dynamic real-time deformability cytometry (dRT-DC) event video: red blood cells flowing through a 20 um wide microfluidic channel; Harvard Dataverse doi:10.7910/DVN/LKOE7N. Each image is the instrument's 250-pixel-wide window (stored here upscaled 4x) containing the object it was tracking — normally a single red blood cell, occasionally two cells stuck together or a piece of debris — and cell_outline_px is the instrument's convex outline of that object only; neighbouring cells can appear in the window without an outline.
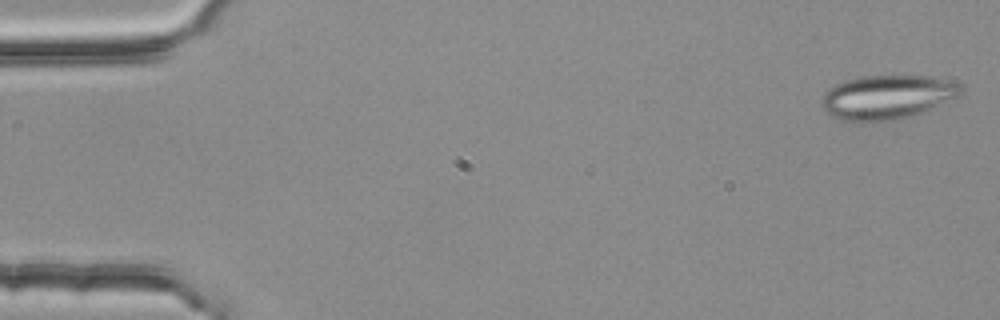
{"species": "common noctule bat (a hibernating species)", "species_latin": "Nyctalus noctula", "temperature_condition": "room temperature", "stored_images_in_passage": 54, "camera_frame_rate_fps": 3000, "um_per_image_px": 0.085, "animal": {"sex": "female", "body_mass_g": 25.1}, "frame": {"image": 1, "passage_image": 2, "time_ms": 0.333, "image_size_px": [1000, 320], "cell_outline_px": [[960, 92], [956, 96], [920, 112], [908, 116], [892, 120], [860, 124], [856, 124], [840, 120], [824, 112], [820, 104], [824, 92], [828, 88], [844, 80], [860, 76], [932, 76], [956, 80], [960, 84]], "centroid_in_image_um": [75.29, 8.26], "position_along_channel_um": 9.7, "area_um2": 36.13}}
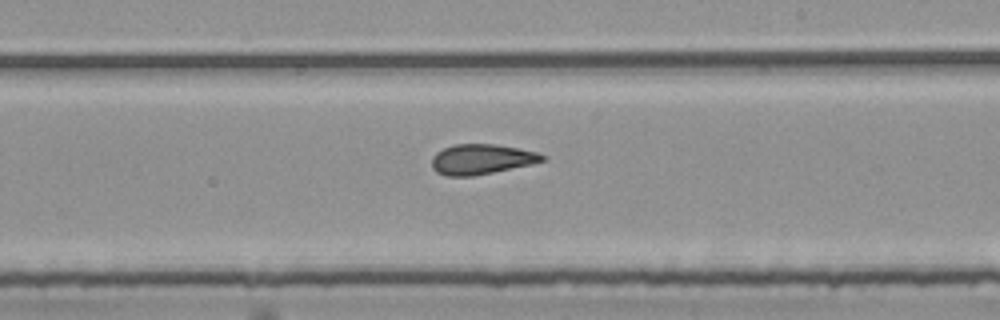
{"frame": {"image": 2, "passage_image": 32, "time_ms": 10.333, "image_size_px": [1000, 320], "cell_outline_px": [[548, 156], [544, 160], [532, 164], [472, 176], [444, 176], [436, 172], [432, 168], [432, 156], [436, 152], [452, 144], [496, 144], [520, 148], [536, 152]], "centroid_in_image_um": [40.91, 13.53], "position_along_channel_um": 248.1, "area_um2": 19.54}}
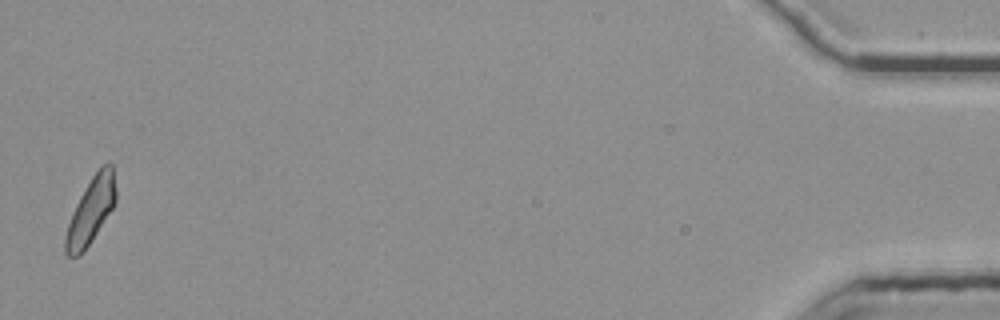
{"frame": {"image": 3, "passage_image": 54, "time_ms": 17.667, "image_size_px": [1000, 320], "cell_outline_px": [[116, 200], [112, 208], [92, 240], [84, 252], [80, 256], [68, 256], [64, 252], [64, 236], [72, 212], [80, 196], [92, 176], [100, 164], [108, 160], [112, 164], [116, 188]], "centroid_in_image_um": [7.72, 17.88], "position_along_channel_um": 427.5, "area_um2": 19.54}, "authors_computed_cell_mechanics": {"area_um2": 19.9121, "velocity_mm_per_s": 3.7653, "shape_relaxation_time_tau1_ms": null, "shape_relaxation_time_tau2_ms": 2.2913, "deformation_change_tau1": null, "deformation_change_tau2": 0.1129}}